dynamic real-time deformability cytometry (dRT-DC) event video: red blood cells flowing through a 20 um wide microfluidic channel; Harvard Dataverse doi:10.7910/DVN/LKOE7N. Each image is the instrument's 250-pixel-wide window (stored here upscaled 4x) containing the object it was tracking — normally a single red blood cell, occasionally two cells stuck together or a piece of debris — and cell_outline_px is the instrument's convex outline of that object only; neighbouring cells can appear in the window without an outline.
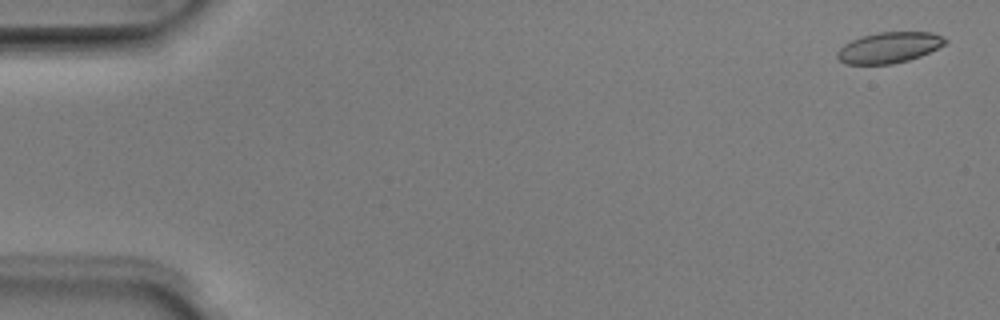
{"species": "Egyptian fruit bat (a non-hibernating species)", "species_latin": "Rousettus aegyptiacus", "temperature_condition": "room temperature", "stored_images_in_passage": 11, "camera_frame_rate_fps": 3000, "um_per_image_px": 0.085, "animal": {"sex": "male"}, "frame": {"image": 1, "passage_image": 2, "time_ms": 0.333, "image_size_px": [1000, 320], "cell_outline_px": [[948, 40], [944, 44], [920, 56], [908, 60], [892, 64], [844, 64], [836, 56], [836, 52], [844, 44], [860, 36], [876, 32], [932, 32], [944, 36]], "centroid_in_image_um": [75.55, 4.03], "position_along_channel_um": 9.5, "area_um2": 19.42}}